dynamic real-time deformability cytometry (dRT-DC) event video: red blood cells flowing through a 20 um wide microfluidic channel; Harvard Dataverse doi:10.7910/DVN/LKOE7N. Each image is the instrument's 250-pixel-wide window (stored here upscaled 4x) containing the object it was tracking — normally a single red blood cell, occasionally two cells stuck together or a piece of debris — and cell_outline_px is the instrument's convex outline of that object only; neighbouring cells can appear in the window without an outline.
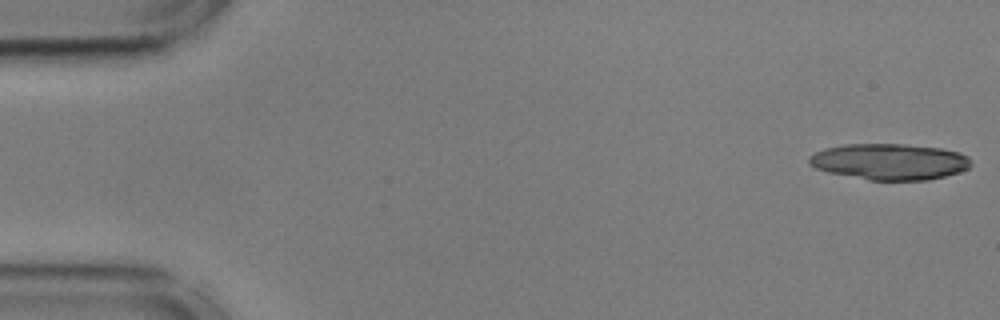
{"species": "common noctule bat (a hibernating species)", "species_latin": "Nyctalus noctula", "temperature_condition": "cold", "stored_images_in_passage": 18, "camera_frame_rate_fps": 3000, "um_per_image_px": 0.085, "animal": {"sex": "male", "body_mass_g": 17.9, "forearm_length_mm": 54.2}, "frame": {"image": 1, "passage_image": 1, "time_ms": 0.0, "image_size_px": [1000, 320], "cell_outline_px": [[972, 164], [968, 168], [960, 172], [928, 180], [868, 180], [828, 172], [816, 168], [808, 164], [808, 156], [824, 148], [848, 144], [900, 144], [940, 148], [960, 152], [968, 156], [972, 160]], "centroid_in_image_um": [75.62, 13.74], "position_along_channel_um": 9.4, "area_um2": 34.22}}